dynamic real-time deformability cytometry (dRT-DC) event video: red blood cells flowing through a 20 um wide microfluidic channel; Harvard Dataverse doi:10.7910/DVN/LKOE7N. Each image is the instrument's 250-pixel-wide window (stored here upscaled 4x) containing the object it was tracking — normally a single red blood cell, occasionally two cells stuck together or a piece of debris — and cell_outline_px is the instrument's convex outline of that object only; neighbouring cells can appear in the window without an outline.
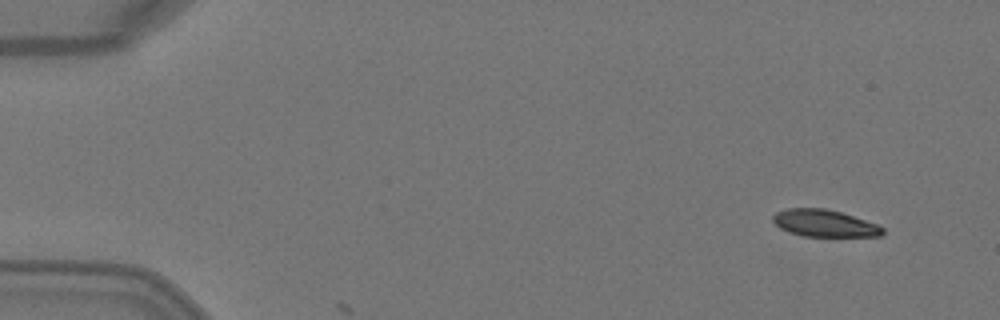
{"species": "Egyptian fruit bat (a non-hibernating species)", "species_latin": "Rousettus aegyptiacus", "temperature_condition": "warm", "stored_images_in_passage": 5, "camera_frame_rate_fps": 3000, "um_per_image_px": 0.085, "animal": {"sex": "female"}, "frame": {"image": 1, "passage_image": 1, "time_ms": 0.0, "image_size_px": [1000, 320], "cell_outline_px": [[884, 232], [880, 236], [804, 236], [788, 232], [780, 228], [772, 220], [772, 216], [776, 212], [788, 208], [824, 208], [840, 212], [876, 224], [884, 228]], "centroid_in_image_um": [70.04, 18.98], "position_along_channel_um": 15.0, "area_um2": 17.11}}
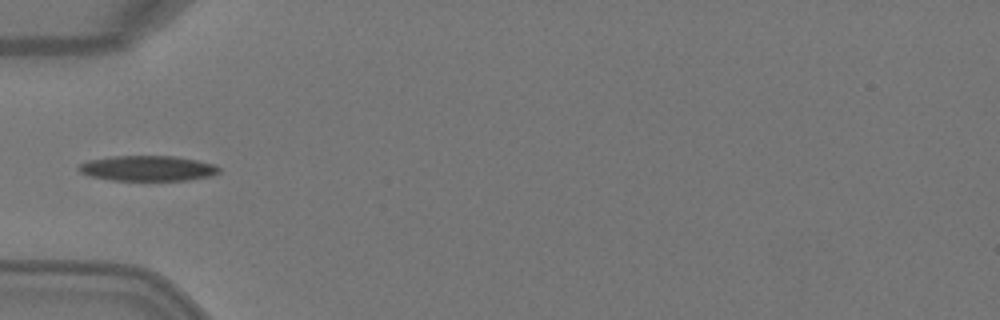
{"frame": {"image": 2, "passage_image": 4, "time_ms": 1.0, "image_size_px": [1000, 320], "cell_outline_px": [[220, 172], [212, 176], [188, 180], [108, 180], [88, 176], [80, 172], [76, 168], [80, 164], [88, 160], [112, 156], [176, 156], [216, 164], [220, 168]], "centroid_in_image_um": [12.55, 14.31], "position_along_channel_um": 72.5, "area_um2": 20.92}}